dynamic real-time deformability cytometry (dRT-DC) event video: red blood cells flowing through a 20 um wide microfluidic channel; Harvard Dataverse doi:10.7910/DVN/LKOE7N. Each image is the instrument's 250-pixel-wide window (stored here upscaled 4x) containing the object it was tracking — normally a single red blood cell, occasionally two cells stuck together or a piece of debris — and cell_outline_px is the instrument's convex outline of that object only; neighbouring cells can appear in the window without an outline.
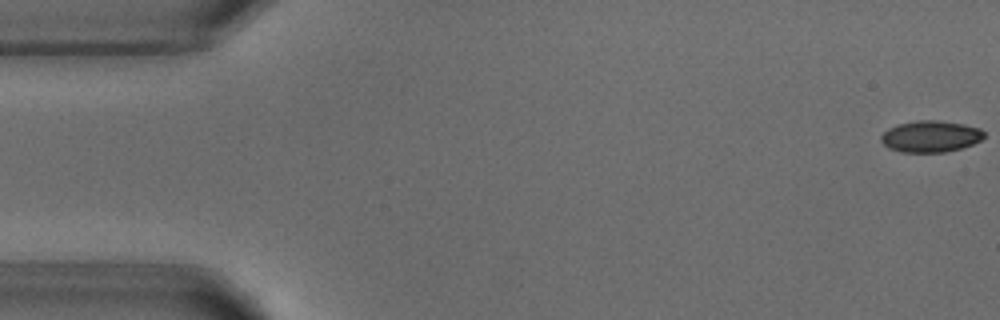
{"species": "common noctule bat (a hibernating species)", "species_latin": "Nyctalus noctula", "temperature_condition": "warm", "stored_images_in_passage": 48, "camera_frame_rate_fps": 3000, "um_per_image_px": 0.085, "animal": {"sex": "male", "body_mass_g": 18.8}, "frame": {"image": 1, "passage_image": 1, "time_ms": 0.0, "image_size_px": [1000, 320], "cell_outline_px": [[984, 136], [980, 140], [972, 144], [960, 148], [944, 152], [900, 152], [888, 148], [880, 140], [880, 136], [888, 128], [896, 124], [916, 120], [940, 120], [964, 124], [980, 128], [984, 132]], "centroid_in_image_um": [79.06, 11.58], "position_along_channel_um": 5.9, "area_um2": 19.02}}
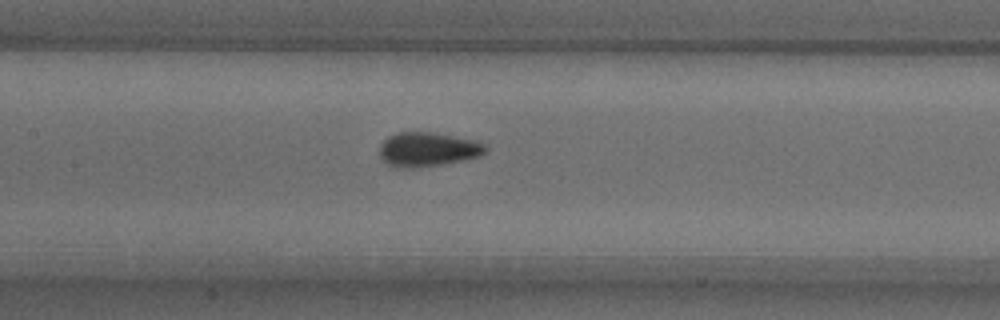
{"frame": {"image": 2, "passage_image": 24, "time_ms": 7.667, "image_size_px": [1000, 320], "cell_outline_px": [[488, 148], [480, 156], [464, 160], [444, 164], [420, 168], [396, 168], [388, 164], [380, 156], [380, 144], [388, 136], [396, 132], [432, 132], [476, 140], [484, 144]], "centroid_in_image_um": [36.35, 12.7], "position_along_channel_um": 171.0, "area_um2": 21.39}}
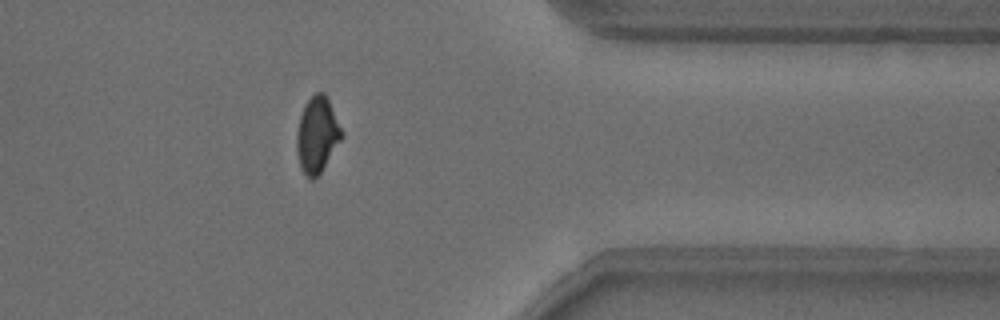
{"frame": {"image": 3, "passage_image": 42, "time_ms": 13.667, "image_size_px": [1000, 320], "cell_outline_px": [[344, 136], [320, 172], [312, 180], [300, 168], [296, 152], [296, 136], [300, 116], [304, 104], [316, 92], [324, 92], [344, 132]], "centroid_in_image_um": [26.95, 11.45], "position_along_channel_um": 384.4, "area_um2": 19.77}, "authors_computed_cell_mechanics": {"area_um2": 19.7965, "velocity_mm_per_s": 3.848, "shape_relaxation_time_tau1_ms": 2.3073, "shape_relaxation_time_tau2_ms": null, "deformation_change_tau1": 0.1057, "deformation_change_tau2": null}}